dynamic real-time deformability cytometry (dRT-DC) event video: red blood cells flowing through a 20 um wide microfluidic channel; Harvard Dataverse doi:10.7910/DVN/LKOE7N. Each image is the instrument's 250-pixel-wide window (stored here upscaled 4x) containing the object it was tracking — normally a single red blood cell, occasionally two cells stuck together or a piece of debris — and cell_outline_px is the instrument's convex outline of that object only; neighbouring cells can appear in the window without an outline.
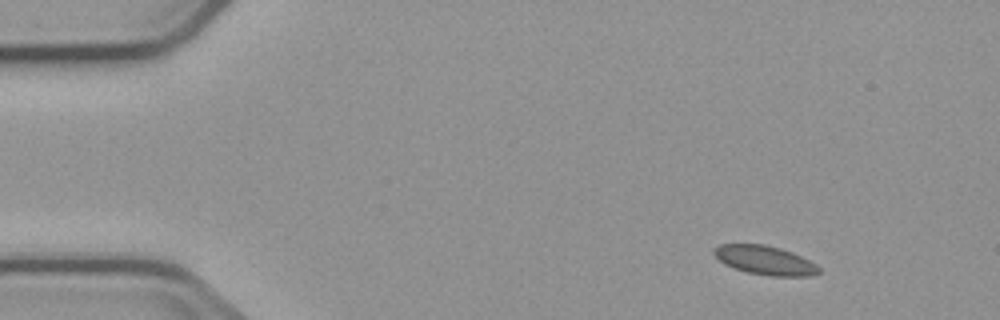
{"species": "common noctule bat (a hibernating species)", "species_latin": "Nyctalus noctula", "temperature_condition": "cold", "stored_images_in_passage": 3, "camera_frame_rate_fps": 3000, "um_per_image_px": 0.085, "animal": {"sex": "male", "body_mass_g": 23.1, "forearm_length_mm": 52.7}, "frame": {"image": 1, "passage_image": 1, "time_ms": 0.0, "image_size_px": [1000, 320], "cell_outline_px": [[820, 272], [812, 276], [772, 276], [748, 272], [732, 268], [724, 264], [712, 252], [712, 248], [720, 244], [764, 244], [780, 248], [792, 252], [816, 264], [820, 268]], "centroid_in_image_um": [65.0, 22.12], "position_along_channel_um": 20.0, "area_um2": 17.74}}
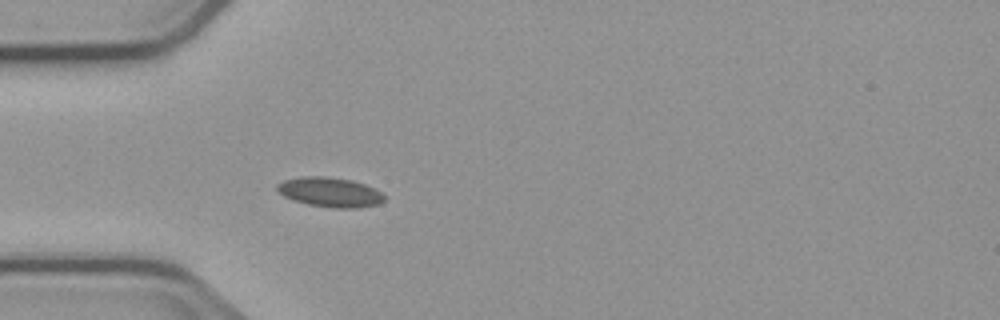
{"frame": {"image": 2, "passage_image": 3, "time_ms": 3.333, "image_size_px": [1000, 320], "cell_outline_px": [[384, 200], [380, 204], [360, 208], [332, 208], [308, 204], [292, 200], [284, 196], [276, 188], [276, 184], [284, 180], [300, 176], [324, 176], [352, 180], [364, 184], [380, 192], [384, 196]], "centroid_in_image_um": [28.03, 16.34], "position_along_channel_um": 57.0, "area_um2": 18.55}}